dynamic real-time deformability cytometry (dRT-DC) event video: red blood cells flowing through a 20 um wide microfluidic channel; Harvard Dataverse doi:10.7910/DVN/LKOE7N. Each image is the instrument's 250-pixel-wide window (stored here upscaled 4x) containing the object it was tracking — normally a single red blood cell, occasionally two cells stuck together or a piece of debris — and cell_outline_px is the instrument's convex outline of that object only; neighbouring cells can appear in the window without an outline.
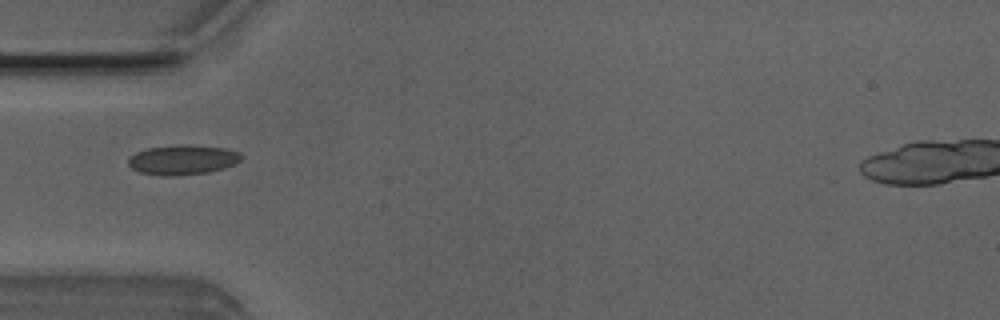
{"species": "Egyptian fruit bat (a non-hibernating species)", "species_latin": "Rousettus aegyptiacus", "temperature_condition": "room temperature", "stored_images_in_passage": 1, "camera_frame_rate_fps": 3000, "um_per_image_px": 0.085, "animal": {"sex": "male"}, "frame": {"image": 1, "passage_image": 1, "time_ms": 0.0, "image_size_px": [1000, 320], "cell_outline_px": [[240, 160], [224, 168], [208, 172], [172, 176], [160, 176], [140, 172], [132, 168], [128, 164], [128, 160], [136, 152], [148, 148], [228, 148], [240, 152]], "centroid_in_image_um": [15.5, 13.65], "position_along_channel_um": 69.5, "area_um2": 18.32}}